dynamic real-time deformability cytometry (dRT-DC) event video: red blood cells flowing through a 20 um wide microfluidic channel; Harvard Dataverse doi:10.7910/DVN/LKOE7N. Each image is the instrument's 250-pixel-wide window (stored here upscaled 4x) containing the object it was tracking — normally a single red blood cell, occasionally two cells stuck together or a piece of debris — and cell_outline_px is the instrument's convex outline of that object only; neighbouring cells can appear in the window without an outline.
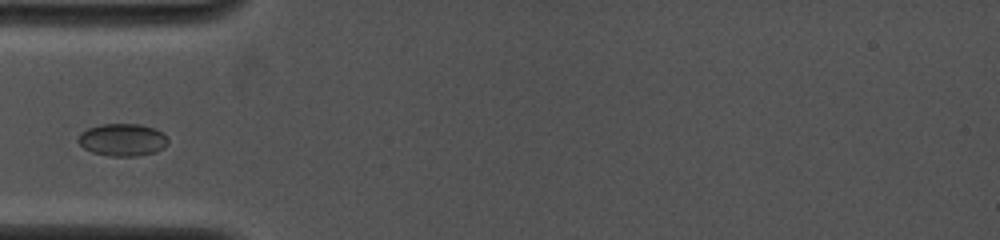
{"species": "common noctule bat (a hibernating species)", "species_latin": "Nyctalus noctula", "temperature_condition": "cold", "stored_images_in_passage": 3, "camera_frame_rate_fps": 4000, "um_per_image_px": 0.085, "animal": {"sex": "female", "body_mass_g": 19.0, "forearm_length_mm": 53.3}, "frame": {"image": 1, "passage_image": 3, "time_ms": 2.25, "image_size_px": [1000, 240], "cell_outline_px": [[168, 144], [164, 148], [156, 152], [136, 156], [108, 156], [92, 152], [84, 148], [76, 140], [80, 132], [88, 128], [100, 124], [140, 124], [152, 128], [168, 136]], "centroid_in_image_um": [10.4, 11.89], "position_along_channel_um": 74.6, "area_um2": 17.11}}